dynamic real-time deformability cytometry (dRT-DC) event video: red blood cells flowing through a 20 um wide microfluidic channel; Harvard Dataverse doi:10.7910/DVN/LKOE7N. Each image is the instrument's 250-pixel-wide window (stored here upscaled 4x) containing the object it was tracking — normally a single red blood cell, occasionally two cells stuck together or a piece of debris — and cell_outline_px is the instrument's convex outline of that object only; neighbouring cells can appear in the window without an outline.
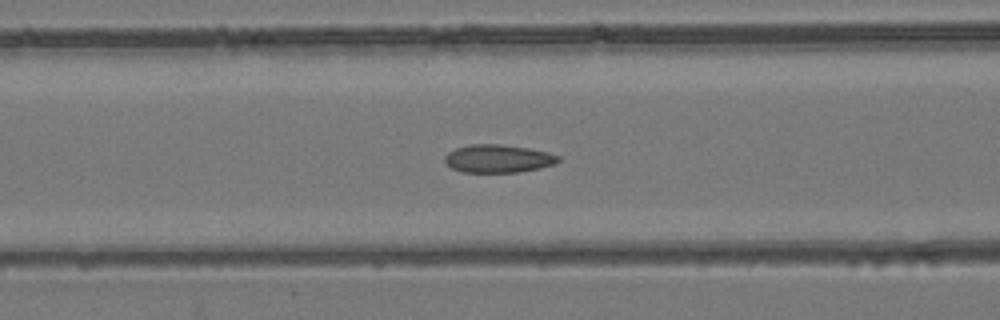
{"species": "common noctule bat (a hibernating species)", "species_latin": "Nyctalus noctula", "temperature_condition": "room temperature", "stored_images_in_passage": 40, "camera_frame_rate_fps": 3000, "um_per_image_px": 0.085, "animal": {"sex": "female", "body_mass_g": 24.6, "forearm_length_mm": 56.2}, "frame": {"image": 1, "passage_image": 9, "time_ms": 2.667, "image_size_px": [1000, 320], "cell_outline_px": [[560, 160], [556, 164], [540, 168], [520, 172], [464, 172], [452, 168], [444, 160], [444, 156], [448, 152], [456, 148], [472, 144], [500, 144], [528, 148], [548, 152], [560, 156]], "centroid_in_image_um": [42.37, 13.48], "position_along_channel_um": 124.2, "area_um2": 18.55}}
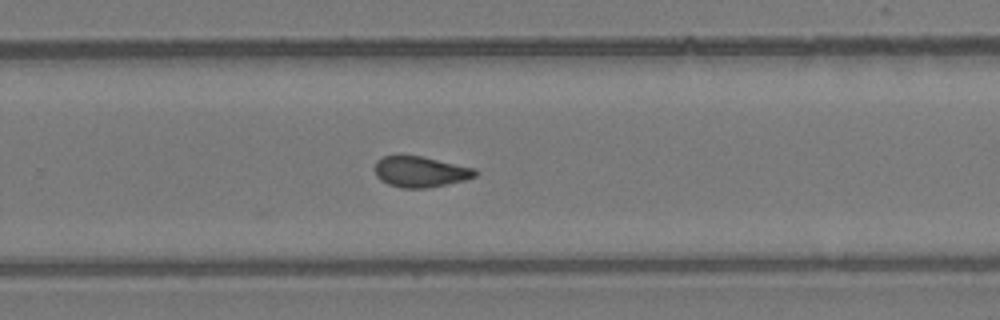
{"frame": {"image": 2, "passage_image": 22, "time_ms": 7.0, "image_size_px": [1000, 320], "cell_outline_px": [[480, 172], [476, 176], [464, 180], [428, 188], [400, 188], [388, 184], [380, 180], [376, 176], [376, 160], [384, 156], [420, 156], [476, 168]], "centroid_in_image_um": [35.76, 14.61], "position_along_channel_um": 294.0, "area_um2": 17.98}}
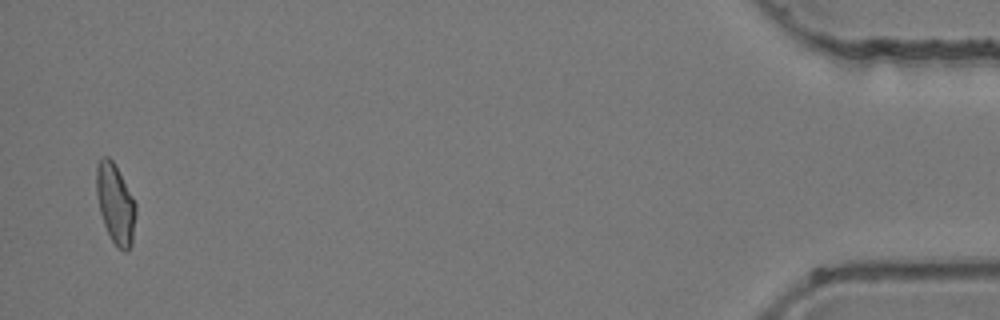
{"frame": {"image": 3, "passage_image": 39, "time_ms": 12.667, "image_size_px": [1000, 320], "cell_outline_px": [[136, 212], [132, 244], [124, 252], [112, 240], [104, 224], [100, 212], [96, 192], [96, 168], [100, 160], [104, 156], [108, 156], [112, 160], [132, 196], [136, 204]], "centroid_in_image_um": [9.81, 17.32], "position_along_channel_um": 425.4, "area_um2": 17.92}, "authors_computed_cell_mechanics": {"area_um2": 17.9758, "velocity_mm_per_s": 3.9335, "shape_relaxation_time_tau1_ms": null, "shape_relaxation_time_tau2_ms": 2.2009, "deformation_change_tau1": null, "deformation_change_tau2": 0.0721}}